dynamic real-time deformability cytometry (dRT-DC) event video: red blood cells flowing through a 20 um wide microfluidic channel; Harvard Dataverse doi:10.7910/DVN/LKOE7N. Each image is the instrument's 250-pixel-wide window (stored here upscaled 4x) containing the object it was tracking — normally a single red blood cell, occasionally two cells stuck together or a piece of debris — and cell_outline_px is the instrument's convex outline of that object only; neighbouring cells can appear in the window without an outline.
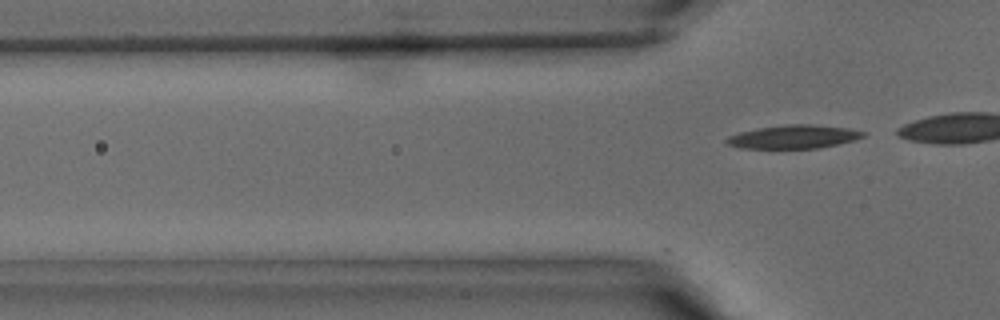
{"species": "common noctule bat (a hibernating species)", "species_latin": "Nyctalus noctula", "temperature_condition": "warm", "stored_images_in_passage": 3, "camera_frame_rate_fps": 3000, "um_per_image_px": 0.085, "animal": {"sex": "male", "body_mass_g": 15.6}, "frame": {"image": 1, "passage_image": 3, "time_ms": 0.667, "image_size_px": [1000, 320], "cell_outline_px": [[868, 132], [864, 136], [856, 140], [816, 148], [740, 148], [728, 144], [724, 140], [728, 136], [740, 132], [756, 128], [784, 124], [812, 124], [848, 128]], "centroid_in_image_um": [67.47, 11.61], "position_along_channel_um": 58.3, "area_um2": 18.73}}